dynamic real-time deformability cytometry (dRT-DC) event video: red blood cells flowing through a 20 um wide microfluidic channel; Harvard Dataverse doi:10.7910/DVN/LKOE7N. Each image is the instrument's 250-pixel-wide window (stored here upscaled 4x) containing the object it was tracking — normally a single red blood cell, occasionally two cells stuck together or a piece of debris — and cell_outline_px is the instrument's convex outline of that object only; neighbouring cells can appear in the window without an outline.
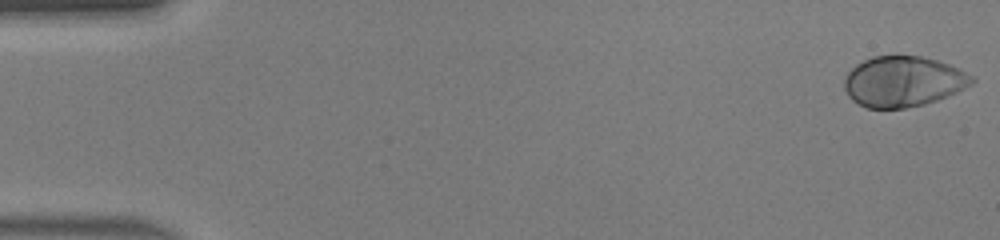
{"species": "human", "species_latin": "Homo sapiens", "temperature_condition": "warm", "stored_images_in_passage": 46, "camera_frame_rate_fps": 3000, "um_per_image_px": 0.085, "donor": {"sex": "male"}, "frame": {"image": 1, "passage_image": 1, "time_ms": 0.0, "image_size_px": [1000, 240], "cell_outline_px": [[976, 80], [972, 84], [956, 92], [936, 100], [924, 104], [904, 108], [868, 108], [852, 100], [848, 96], [844, 88], [844, 76], [856, 64], [872, 56], [892, 52], [920, 56], [936, 60], [948, 64], [976, 76]], "centroid_in_image_um": [76.75, 6.88], "position_along_channel_um": 8.2, "area_um2": 38.21}}
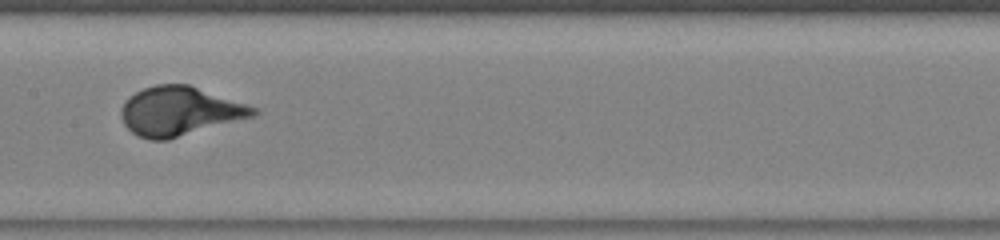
{"frame": {"image": 2, "passage_image": 24, "time_ms": 7.667, "image_size_px": [1000, 240], "cell_outline_px": [[260, 112], [256, 116], [168, 140], [148, 140], [136, 136], [124, 124], [120, 116], [120, 108], [124, 100], [128, 96], [144, 88], [156, 84], [188, 84], [260, 108]], "centroid_in_image_um": [15.28, 9.46], "position_along_channel_um": 192.1, "area_um2": 38.32}}
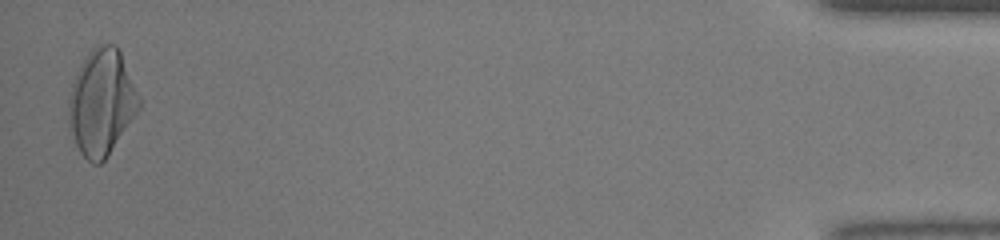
{"frame": {"image": 3, "passage_image": 46, "time_ms": 15.0, "image_size_px": [1000, 240], "cell_outline_px": [[140, 108], [108, 156], [100, 164], [92, 164], [80, 152], [76, 144], [68, 120], [68, 100], [72, 84], [76, 72], [80, 64], [88, 52], [92, 48], [100, 44], [116, 44], [120, 48], [140, 100]], "centroid_in_image_um": [8.63, 8.68], "position_along_channel_um": 426.6, "area_um2": 43.41}}